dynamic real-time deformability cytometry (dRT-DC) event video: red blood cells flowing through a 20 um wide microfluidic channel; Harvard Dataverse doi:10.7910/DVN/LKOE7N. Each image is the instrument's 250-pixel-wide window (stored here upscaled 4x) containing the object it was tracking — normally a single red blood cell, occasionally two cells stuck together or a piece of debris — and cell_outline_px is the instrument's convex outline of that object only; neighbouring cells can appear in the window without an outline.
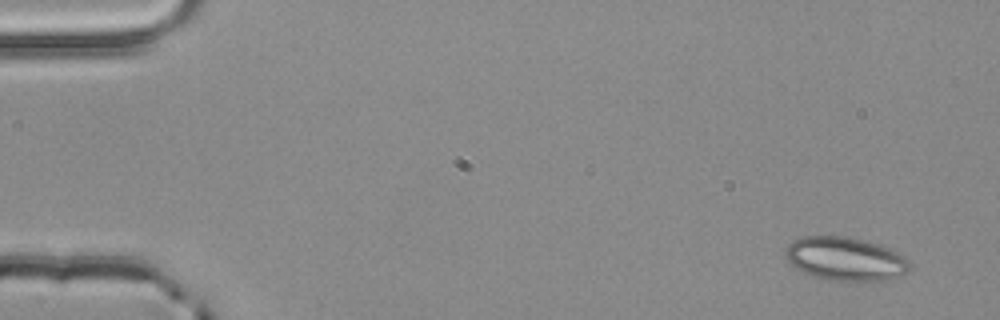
{"species": "common noctule bat (a hibernating species)", "species_latin": "Nyctalus noctula", "temperature_condition": "room temperature", "stored_images_in_passage": 5, "camera_frame_rate_fps": 3000, "um_per_image_px": 0.085, "animal": {"sex": "male", "body_mass_g": 20.4}, "frame": {"image": 1, "passage_image": 1, "time_ms": 0.0, "image_size_px": [1000, 320], "cell_outline_px": [[908, 272], [900, 276], [888, 280], [848, 284], [816, 276], [804, 272], [792, 264], [784, 256], [784, 248], [792, 240], [800, 236], [840, 236], [864, 240], [880, 244], [904, 256], [908, 264]], "centroid_in_image_um": [71.84, 22.03], "position_along_channel_um": 13.2, "area_um2": 32.02}}
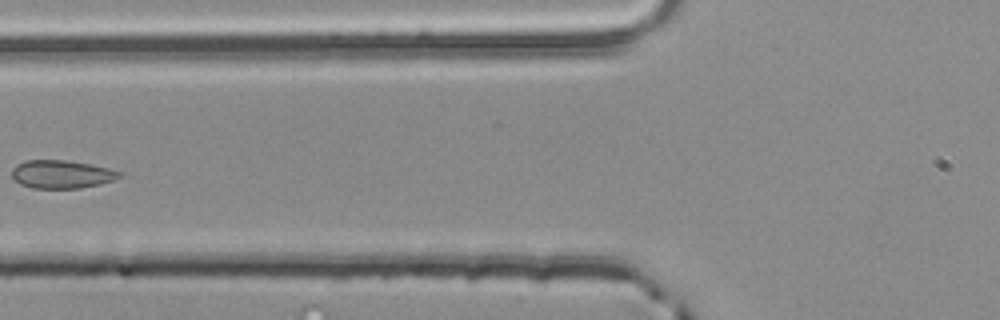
{"frame": {"image": 2, "passage_image": 5, "time_ms": 1.333, "image_size_px": [1000, 320], "cell_outline_px": [[124, 176], [100, 184], [80, 188], [32, 188], [20, 184], [12, 180], [12, 168], [16, 164], [24, 160], [64, 160], [88, 164], [108, 168], [124, 172]], "centroid_in_image_um": [5.22, 14.81], "position_along_channel_um": 120.6, "area_um2": 17.8}}